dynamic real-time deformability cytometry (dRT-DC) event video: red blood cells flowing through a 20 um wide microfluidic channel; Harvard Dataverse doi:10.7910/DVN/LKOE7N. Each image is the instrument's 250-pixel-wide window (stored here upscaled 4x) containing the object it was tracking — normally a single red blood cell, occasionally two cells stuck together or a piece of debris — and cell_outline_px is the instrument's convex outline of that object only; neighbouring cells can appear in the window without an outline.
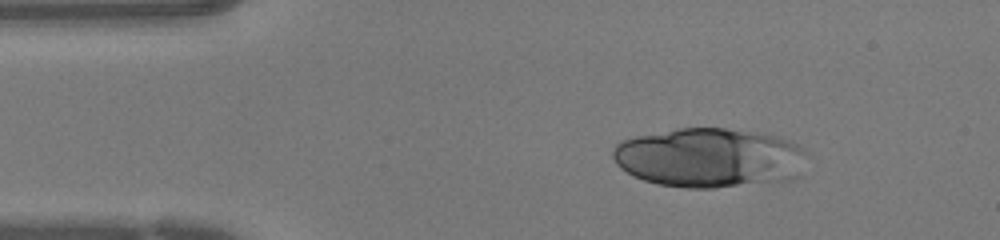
{"species": "human", "species_latin": "Homo sapiens", "temperature_condition": "warm", "stored_images_in_passage": 36, "camera_frame_rate_fps": 3000, "um_per_image_px": 0.085, "donor": {"sex": "female"}, "frame": {"image": 1, "passage_image": 6, "time_ms": 1.667, "image_size_px": [1000, 240], "cell_outline_px": [[804, 152], [800, 176], [788, 180], [716, 188], [688, 188], [660, 184], [644, 180], [620, 168], [616, 164], [612, 156], [612, 152], [616, 144], [620, 140], [636, 136], [676, 128], [724, 128], [756, 132], [780, 136], [800, 144], [804, 148]], "centroid_in_image_um": [60.3, 13.4], "position_along_channel_um": 24.7, "area_um2": 67.57}}
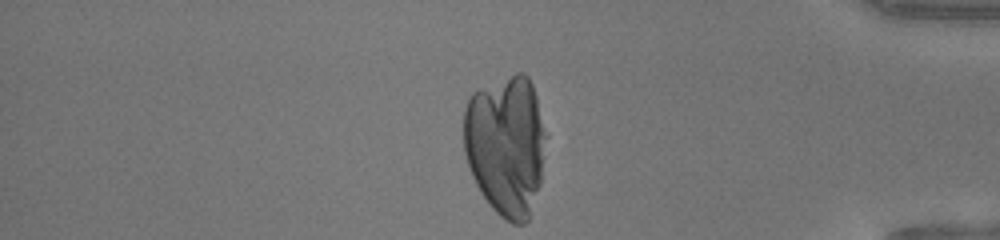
{"frame": {"image": 2, "passage_image": 36, "time_ms": 11.667, "image_size_px": [1000, 240], "cell_outline_px": [[544, 136], [540, 184], [528, 220], [524, 224], [512, 224], [504, 220], [492, 208], [480, 192], [472, 176], [464, 152], [464, 108], [472, 92], [480, 88], [516, 72], [524, 72], [528, 76], [532, 84], [536, 96], [544, 132]], "centroid_in_image_um": [42.97, 12.34], "position_along_channel_um": 392.2, "area_um2": 67.22}}